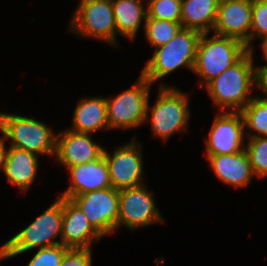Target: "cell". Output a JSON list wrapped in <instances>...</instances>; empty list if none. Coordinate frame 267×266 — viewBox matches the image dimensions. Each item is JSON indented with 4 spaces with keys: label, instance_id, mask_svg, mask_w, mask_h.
Returning a JSON list of instances; mask_svg holds the SVG:
<instances>
[{
    "label": "cell",
    "instance_id": "obj_23",
    "mask_svg": "<svg viewBox=\"0 0 267 266\" xmlns=\"http://www.w3.org/2000/svg\"><path fill=\"white\" fill-rule=\"evenodd\" d=\"M145 22V39L154 48L168 43L182 28L179 22L158 20L150 17H147Z\"/></svg>",
    "mask_w": 267,
    "mask_h": 266
},
{
    "label": "cell",
    "instance_id": "obj_24",
    "mask_svg": "<svg viewBox=\"0 0 267 266\" xmlns=\"http://www.w3.org/2000/svg\"><path fill=\"white\" fill-rule=\"evenodd\" d=\"M245 151L248 155L254 175L258 178L267 176V137L247 138Z\"/></svg>",
    "mask_w": 267,
    "mask_h": 266
},
{
    "label": "cell",
    "instance_id": "obj_5",
    "mask_svg": "<svg viewBox=\"0 0 267 266\" xmlns=\"http://www.w3.org/2000/svg\"><path fill=\"white\" fill-rule=\"evenodd\" d=\"M58 198L33 222L5 242V257H16L35 248L41 249L61 244L63 197Z\"/></svg>",
    "mask_w": 267,
    "mask_h": 266
},
{
    "label": "cell",
    "instance_id": "obj_27",
    "mask_svg": "<svg viewBox=\"0 0 267 266\" xmlns=\"http://www.w3.org/2000/svg\"><path fill=\"white\" fill-rule=\"evenodd\" d=\"M68 249L62 244L38 249L27 266H61L62 259Z\"/></svg>",
    "mask_w": 267,
    "mask_h": 266
},
{
    "label": "cell",
    "instance_id": "obj_8",
    "mask_svg": "<svg viewBox=\"0 0 267 266\" xmlns=\"http://www.w3.org/2000/svg\"><path fill=\"white\" fill-rule=\"evenodd\" d=\"M56 138L54 130L40 120L5 113V141L10 140L12 147L51 157L55 155Z\"/></svg>",
    "mask_w": 267,
    "mask_h": 266
},
{
    "label": "cell",
    "instance_id": "obj_3",
    "mask_svg": "<svg viewBox=\"0 0 267 266\" xmlns=\"http://www.w3.org/2000/svg\"><path fill=\"white\" fill-rule=\"evenodd\" d=\"M189 105L188 93L167 83L160 84L152 107L148 100L145 123L150 122L154 136L166 142L174 133L186 131L191 115Z\"/></svg>",
    "mask_w": 267,
    "mask_h": 266
},
{
    "label": "cell",
    "instance_id": "obj_1",
    "mask_svg": "<svg viewBox=\"0 0 267 266\" xmlns=\"http://www.w3.org/2000/svg\"><path fill=\"white\" fill-rule=\"evenodd\" d=\"M254 53V50H248L235 64L205 86L219 111L241 112L254 97L251 91L253 86L258 87V66L253 64Z\"/></svg>",
    "mask_w": 267,
    "mask_h": 266
},
{
    "label": "cell",
    "instance_id": "obj_30",
    "mask_svg": "<svg viewBox=\"0 0 267 266\" xmlns=\"http://www.w3.org/2000/svg\"><path fill=\"white\" fill-rule=\"evenodd\" d=\"M0 143H5V112H0Z\"/></svg>",
    "mask_w": 267,
    "mask_h": 266
},
{
    "label": "cell",
    "instance_id": "obj_15",
    "mask_svg": "<svg viewBox=\"0 0 267 266\" xmlns=\"http://www.w3.org/2000/svg\"><path fill=\"white\" fill-rule=\"evenodd\" d=\"M101 238L81 209L71 199L63 197L61 244L67 248H92L91 244Z\"/></svg>",
    "mask_w": 267,
    "mask_h": 266
},
{
    "label": "cell",
    "instance_id": "obj_12",
    "mask_svg": "<svg viewBox=\"0 0 267 266\" xmlns=\"http://www.w3.org/2000/svg\"><path fill=\"white\" fill-rule=\"evenodd\" d=\"M205 139V156L234 154L245 150L244 120L240 112L219 111Z\"/></svg>",
    "mask_w": 267,
    "mask_h": 266
},
{
    "label": "cell",
    "instance_id": "obj_19",
    "mask_svg": "<svg viewBox=\"0 0 267 266\" xmlns=\"http://www.w3.org/2000/svg\"><path fill=\"white\" fill-rule=\"evenodd\" d=\"M72 116V125L68 128L72 131L94 134L99 130H109L106 97H82Z\"/></svg>",
    "mask_w": 267,
    "mask_h": 266
},
{
    "label": "cell",
    "instance_id": "obj_7",
    "mask_svg": "<svg viewBox=\"0 0 267 266\" xmlns=\"http://www.w3.org/2000/svg\"><path fill=\"white\" fill-rule=\"evenodd\" d=\"M78 3L68 30L80 37H91L118 47L112 1L79 0Z\"/></svg>",
    "mask_w": 267,
    "mask_h": 266
},
{
    "label": "cell",
    "instance_id": "obj_16",
    "mask_svg": "<svg viewBox=\"0 0 267 266\" xmlns=\"http://www.w3.org/2000/svg\"><path fill=\"white\" fill-rule=\"evenodd\" d=\"M70 184L61 197L71 199L73 196L90 191L111 187L109 170L104 156L100 159L69 167Z\"/></svg>",
    "mask_w": 267,
    "mask_h": 266
},
{
    "label": "cell",
    "instance_id": "obj_33",
    "mask_svg": "<svg viewBox=\"0 0 267 266\" xmlns=\"http://www.w3.org/2000/svg\"><path fill=\"white\" fill-rule=\"evenodd\" d=\"M3 260H6V257H5V243H3V245L0 246V262L3 261Z\"/></svg>",
    "mask_w": 267,
    "mask_h": 266
},
{
    "label": "cell",
    "instance_id": "obj_20",
    "mask_svg": "<svg viewBox=\"0 0 267 266\" xmlns=\"http://www.w3.org/2000/svg\"><path fill=\"white\" fill-rule=\"evenodd\" d=\"M147 0H114L112 8L116 23L117 34L129 40H134L138 31L146 23ZM144 21V22H143Z\"/></svg>",
    "mask_w": 267,
    "mask_h": 266
},
{
    "label": "cell",
    "instance_id": "obj_21",
    "mask_svg": "<svg viewBox=\"0 0 267 266\" xmlns=\"http://www.w3.org/2000/svg\"><path fill=\"white\" fill-rule=\"evenodd\" d=\"M220 0H188L182 1V28L192 29L200 33H212L217 17Z\"/></svg>",
    "mask_w": 267,
    "mask_h": 266
},
{
    "label": "cell",
    "instance_id": "obj_9",
    "mask_svg": "<svg viewBox=\"0 0 267 266\" xmlns=\"http://www.w3.org/2000/svg\"><path fill=\"white\" fill-rule=\"evenodd\" d=\"M141 143L132 141L115 147L113 153L104 149L103 156L108 166L111 187L117 190L143 185L144 163Z\"/></svg>",
    "mask_w": 267,
    "mask_h": 266
},
{
    "label": "cell",
    "instance_id": "obj_4",
    "mask_svg": "<svg viewBox=\"0 0 267 266\" xmlns=\"http://www.w3.org/2000/svg\"><path fill=\"white\" fill-rule=\"evenodd\" d=\"M202 33L198 42L193 71L200 77L199 86L211 80L235 64L247 51L239 40L218 34Z\"/></svg>",
    "mask_w": 267,
    "mask_h": 266
},
{
    "label": "cell",
    "instance_id": "obj_10",
    "mask_svg": "<svg viewBox=\"0 0 267 266\" xmlns=\"http://www.w3.org/2000/svg\"><path fill=\"white\" fill-rule=\"evenodd\" d=\"M165 223L152 192L146 185L119 190L117 228L135 230L155 223Z\"/></svg>",
    "mask_w": 267,
    "mask_h": 266
},
{
    "label": "cell",
    "instance_id": "obj_17",
    "mask_svg": "<svg viewBox=\"0 0 267 266\" xmlns=\"http://www.w3.org/2000/svg\"><path fill=\"white\" fill-rule=\"evenodd\" d=\"M216 177L233 187L245 188L255 176L245 150L234 154L206 156Z\"/></svg>",
    "mask_w": 267,
    "mask_h": 266
},
{
    "label": "cell",
    "instance_id": "obj_18",
    "mask_svg": "<svg viewBox=\"0 0 267 266\" xmlns=\"http://www.w3.org/2000/svg\"><path fill=\"white\" fill-rule=\"evenodd\" d=\"M38 155L9 146L6 149L3 173L11 185L20 191H29L38 173Z\"/></svg>",
    "mask_w": 267,
    "mask_h": 266
},
{
    "label": "cell",
    "instance_id": "obj_28",
    "mask_svg": "<svg viewBox=\"0 0 267 266\" xmlns=\"http://www.w3.org/2000/svg\"><path fill=\"white\" fill-rule=\"evenodd\" d=\"M92 248H69L61 266H92Z\"/></svg>",
    "mask_w": 267,
    "mask_h": 266
},
{
    "label": "cell",
    "instance_id": "obj_31",
    "mask_svg": "<svg viewBox=\"0 0 267 266\" xmlns=\"http://www.w3.org/2000/svg\"><path fill=\"white\" fill-rule=\"evenodd\" d=\"M6 145L5 143H0V171L3 172L4 169V160L6 155Z\"/></svg>",
    "mask_w": 267,
    "mask_h": 266
},
{
    "label": "cell",
    "instance_id": "obj_29",
    "mask_svg": "<svg viewBox=\"0 0 267 266\" xmlns=\"http://www.w3.org/2000/svg\"><path fill=\"white\" fill-rule=\"evenodd\" d=\"M258 88L267 99V64L258 66Z\"/></svg>",
    "mask_w": 267,
    "mask_h": 266
},
{
    "label": "cell",
    "instance_id": "obj_2",
    "mask_svg": "<svg viewBox=\"0 0 267 266\" xmlns=\"http://www.w3.org/2000/svg\"><path fill=\"white\" fill-rule=\"evenodd\" d=\"M201 34L196 30L181 28L168 43L155 48L141 75L153 84L181 67L193 71Z\"/></svg>",
    "mask_w": 267,
    "mask_h": 266
},
{
    "label": "cell",
    "instance_id": "obj_6",
    "mask_svg": "<svg viewBox=\"0 0 267 266\" xmlns=\"http://www.w3.org/2000/svg\"><path fill=\"white\" fill-rule=\"evenodd\" d=\"M152 84L141 74L135 84L110 99L106 97L109 130H130L145 124Z\"/></svg>",
    "mask_w": 267,
    "mask_h": 266
},
{
    "label": "cell",
    "instance_id": "obj_22",
    "mask_svg": "<svg viewBox=\"0 0 267 266\" xmlns=\"http://www.w3.org/2000/svg\"><path fill=\"white\" fill-rule=\"evenodd\" d=\"M244 120L247 138L267 137V99L254 95L240 112Z\"/></svg>",
    "mask_w": 267,
    "mask_h": 266
},
{
    "label": "cell",
    "instance_id": "obj_11",
    "mask_svg": "<svg viewBox=\"0 0 267 266\" xmlns=\"http://www.w3.org/2000/svg\"><path fill=\"white\" fill-rule=\"evenodd\" d=\"M71 200L102 237L117 229L119 190L107 187L73 196Z\"/></svg>",
    "mask_w": 267,
    "mask_h": 266
},
{
    "label": "cell",
    "instance_id": "obj_13",
    "mask_svg": "<svg viewBox=\"0 0 267 266\" xmlns=\"http://www.w3.org/2000/svg\"><path fill=\"white\" fill-rule=\"evenodd\" d=\"M252 0H220L212 33L235 38L250 50Z\"/></svg>",
    "mask_w": 267,
    "mask_h": 266
},
{
    "label": "cell",
    "instance_id": "obj_32",
    "mask_svg": "<svg viewBox=\"0 0 267 266\" xmlns=\"http://www.w3.org/2000/svg\"><path fill=\"white\" fill-rule=\"evenodd\" d=\"M261 46V50H262V56L263 59L267 62V41L265 43H263Z\"/></svg>",
    "mask_w": 267,
    "mask_h": 266
},
{
    "label": "cell",
    "instance_id": "obj_26",
    "mask_svg": "<svg viewBox=\"0 0 267 266\" xmlns=\"http://www.w3.org/2000/svg\"><path fill=\"white\" fill-rule=\"evenodd\" d=\"M254 39H259L261 45L267 41V0H252L250 50H254Z\"/></svg>",
    "mask_w": 267,
    "mask_h": 266
},
{
    "label": "cell",
    "instance_id": "obj_25",
    "mask_svg": "<svg viewBox=\"0 0 267 266\" xmlns=\"http://www.w3.org/2000/svg\"><path fill=\"white\" fill-rule=\"evenodd\" d=\"M147 2V17L180 23L181 0H148Z\"/></svg>",
    "mask_w": 267,
    "mask_h": 266
},
{
    "label": "cell",
    "instance_id": "obj_14",
    "mask_svg": "<svg viewBox=\"0 0 267 266\" xmlns=\"http://www.w3.org/2000/svg\"><path fill=\"white\" fill-rule=\"evenodd\" d=\"M92 134L65 129L56 138L55 159L66 169L87 162H93L103 156L104 149L93 141Z\"/></svg>",
    "mask_w": 267,
    "mask_h": 266
}]
</instances>
